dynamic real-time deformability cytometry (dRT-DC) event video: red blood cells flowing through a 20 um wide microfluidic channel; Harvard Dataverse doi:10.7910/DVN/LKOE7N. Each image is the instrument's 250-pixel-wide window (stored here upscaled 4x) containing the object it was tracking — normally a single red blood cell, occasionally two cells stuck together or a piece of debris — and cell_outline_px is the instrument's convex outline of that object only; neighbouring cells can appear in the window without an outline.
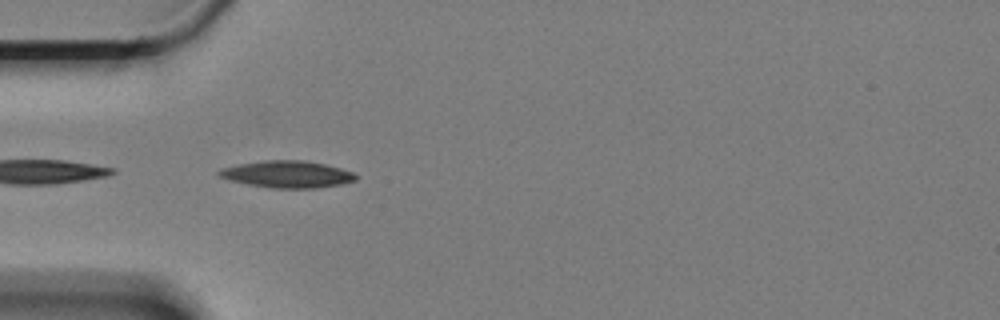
{"species": "Egyptian fruit bat (a non-hibernating species)", "species_latin": "Rousettus aegyptiacus", "temperature_condition": "cold", "stored_images_in_passage": 19, "camera_frame_rate_fps": 3000, "um_per_image_px": 0.085, "animal": {"sex": "female"}, "frame": {"image": 1, "passage_image": 1, "time_ms": 0.0, "image_size_px": [1000, 320], "cell_outline_px": [[356, 180], [340, 184], [316, 188], [272, 188], [248, 184], [232, 180], [220, 176], [216, 172], [220, 168], [240, 164], [264, 160], [304, 160], [324, 164], [340, 168], [352, 172], [356, 176]], "centroid_in_image_um": [24.41, 14.8], "position_along_channel_um": 60.6, "area_um2": 21.21}}
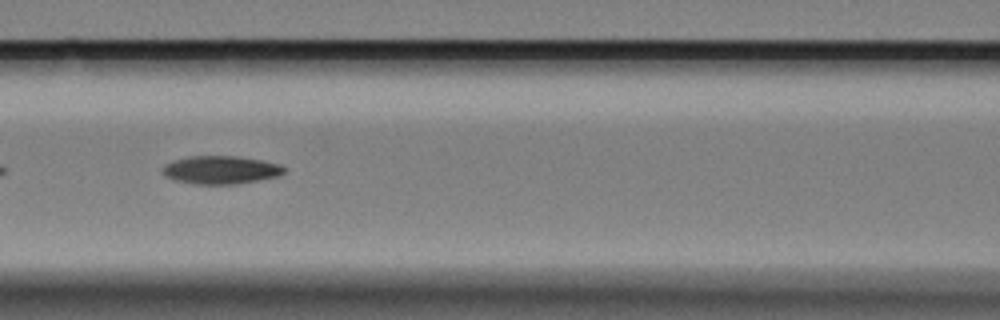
{"frame": {"image": 2, "passage_image": 9, "time_ms": 2.667, "image_size_px": [1000, 320], "cell_outline_px": [[284, 172], [280, 176], [236, 184], [192, 184], [172, 180], [164, 176], [160, 172], [160, 168], [164, 164], [172, 160], [192, 156], [236, 156], [264, 160], [280, 164], [284, 168]], "centroid_in_image_um": [18.7, 14.44], "position_along_channel_um": 147.9, "area_um2": 20.29}}